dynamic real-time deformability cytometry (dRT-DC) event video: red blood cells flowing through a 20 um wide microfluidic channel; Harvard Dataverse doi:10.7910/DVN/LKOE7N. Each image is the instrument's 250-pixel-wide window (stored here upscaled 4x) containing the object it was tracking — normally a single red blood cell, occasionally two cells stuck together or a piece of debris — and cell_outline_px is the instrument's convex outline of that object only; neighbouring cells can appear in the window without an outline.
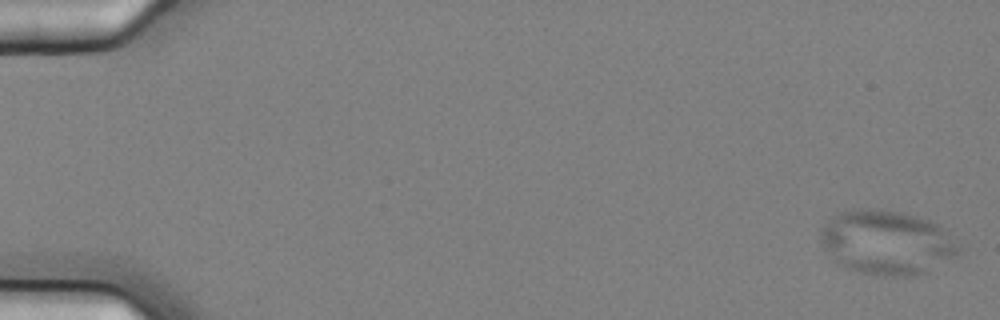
{"species": "common noctule bat (a hibernating species)", "species_latin": "Nyctalus noctula", "temperature_condition": "cold", "stored_images_in_passage": 6, "camera_frame_rate_fps": 3000, "um_per_image_px": 0.085, "animal": {"sex": "female", "body_mass_g": 25.1}, "frame": {"image": 1, "passage_image": 1, "time_ms": 0.0, "image_size_px": [1000, 320], "cell_outline_px": [[960, 252], [956, 256], [916, 276], [876, 276], [844, 268], [836, 264], [832, 260], [820, 240], [820, 228], [832, 216], [840, 212], [856, 208], [884, 208], [900, 212], [928, 220], [944, 228], [960, 248]], "centroid_in_image_um": [75.32, 20.61], "position_along_channel_um": 9.7, "area_um2": 52.14}}